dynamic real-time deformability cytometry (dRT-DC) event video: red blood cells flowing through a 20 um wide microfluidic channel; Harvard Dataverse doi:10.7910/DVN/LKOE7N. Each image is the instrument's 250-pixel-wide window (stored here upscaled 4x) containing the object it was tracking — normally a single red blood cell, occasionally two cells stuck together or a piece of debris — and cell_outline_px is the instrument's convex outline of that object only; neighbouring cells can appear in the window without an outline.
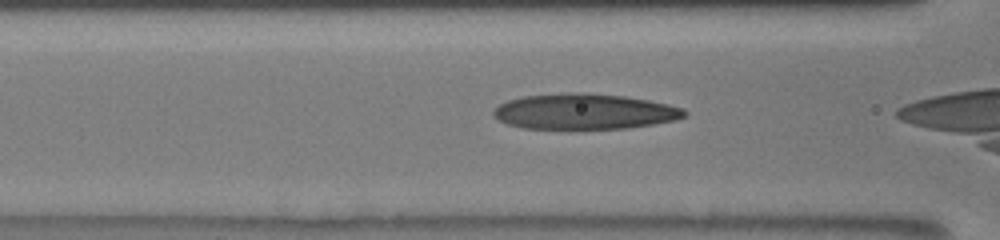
{"species": "human", "species_latin": "Homo sapiens", "temperature_condition": "room temperature", "stored_images_in_passage": 15, "camera_frame_rate_fps": 3000, "um_per_image_px": 0.085, "donor": {"sex": "male"}, "frame": {"image": 1, "passage_image": 11, "time_ms": 3.667, "image_size_px": [1000, 240], "cell_outline_px": [[688, 112], [684, 116], [676, 120], [628, 128], [524, 128], [508, 124], [492, 116], [492, 112], [500, 104], [508, 100], [524, 96], [568, 92], [580, 92], [624, 96], [648, 100], [668, 104], [684, 108]], "centroid_in_image_um": [49.69, 9.47], "position_along_channel_um": 116.9, "area_um2": 39.36}}